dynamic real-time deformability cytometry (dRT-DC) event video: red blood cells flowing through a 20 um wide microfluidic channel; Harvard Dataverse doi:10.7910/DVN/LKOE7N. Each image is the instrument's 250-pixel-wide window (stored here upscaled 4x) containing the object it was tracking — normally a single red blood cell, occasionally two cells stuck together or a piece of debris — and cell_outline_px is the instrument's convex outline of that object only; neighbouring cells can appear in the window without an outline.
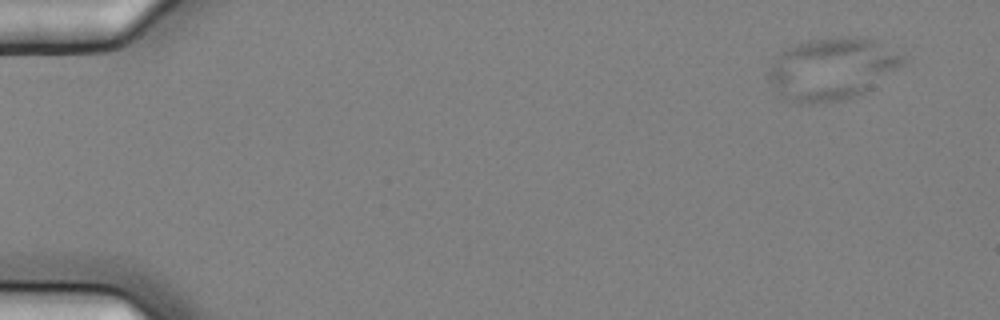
{"species": "common noctule bat (a hibernating species)", "species_latin": "Nyctalus noctula", "temperature_condition": "cold", "stored_images_in_passage": 6, "camera_frame_rate_fps": 3000, "um_per_image_px": 0.085, "animal": {"sex": "female", "body_mass_g": 25.1}, "frame": {"image": 1, "passage_image": 2, "time_ms": 0.333, "image_size_px": [1000, 320], "cell_outline_px": [[908, 60], [904, 64], [864, 92], [840, 100], [808, 104], [780, 100], [768, 80], [768, 72], [772, 64], [780, 52], [784, 48], [808, 40], [848, 36], [868, 36], [908, 56]], "centroid_in_image_um": [70.71, 5.83], "position_along_channel_um": 14.3, "area_um2": 49.13}}